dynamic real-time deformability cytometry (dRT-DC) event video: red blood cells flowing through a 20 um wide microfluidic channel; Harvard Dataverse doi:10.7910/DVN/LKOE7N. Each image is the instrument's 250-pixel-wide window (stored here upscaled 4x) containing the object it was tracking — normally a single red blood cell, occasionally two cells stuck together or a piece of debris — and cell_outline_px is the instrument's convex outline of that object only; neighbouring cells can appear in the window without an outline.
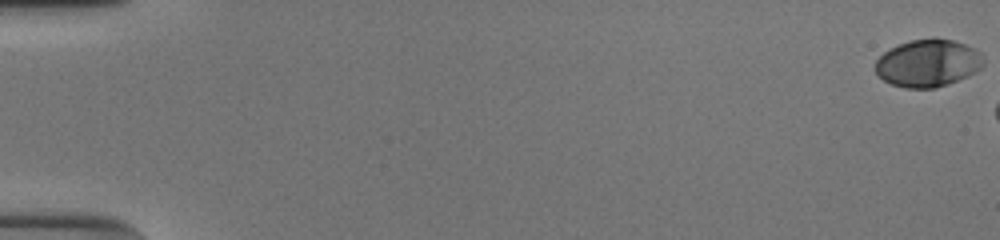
{"species": "human", "species_latin": "Homo sapiens", "temperature_condition": "cold", "stored_images_in_passage": 8, "camera_frame_rate_fps": 3000, "um_per_image_px": 0.085, "donor": {"sex": "male"}, "frame": {"image": 1, "passage_image": 1, "time_ms": 0.0, "image_size_px": [1000, 240], "cell_outline_px": [[984, 64], [976, 72], [968, 76], [948, 84], [936, 88], [904, 88], [892, 84], [884, 80], [876, 72], [872, 64], [888, 48], [912, 40], [932, 36], [952, 40], [976, 48], [980, 52], [984, 60]], "centroid_in_image_um": [78.87, 5.35], "position_along_channel_um": 6.1, "area_um2": 30.35}}